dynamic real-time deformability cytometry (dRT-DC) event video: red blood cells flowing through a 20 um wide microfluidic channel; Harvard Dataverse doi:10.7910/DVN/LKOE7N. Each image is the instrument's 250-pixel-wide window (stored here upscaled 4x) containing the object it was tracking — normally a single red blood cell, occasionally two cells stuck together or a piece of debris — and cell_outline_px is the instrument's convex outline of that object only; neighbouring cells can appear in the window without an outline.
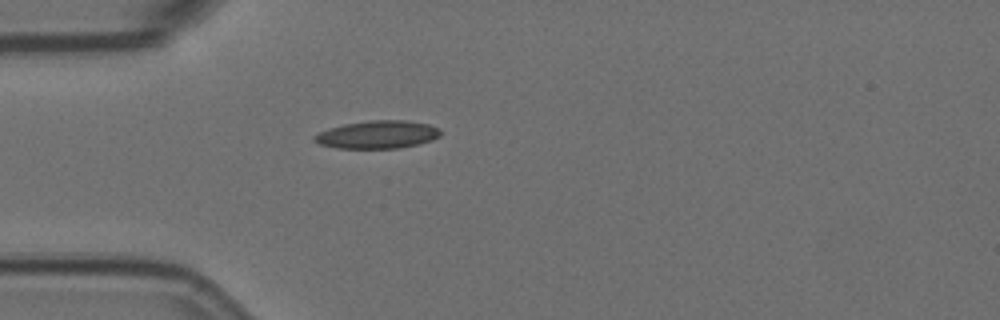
{"species": "Egyptian fruit bat (a non-hibernating species)", "species_latin": "Rousettus aegyptiacus", "temperature_condition": "room temperature", "stored_images_in_passage": 1, "camera_frame_rate_fps": 3000, "um_per_image_px": 0.085, "animal": {"sex": "female"}, "frame": {"image": 1, "passage_image": 1, "time_ms": 0.0, "image_size_px": [1000, 320], "cell_outline_px": [[440, 136], [432, 140], [420, 144], [400, 148], [336, 148], [320, 144], [312, 140], [312, 136], [328, 128], [344, 124], [372, 120], [404, 120], [428, 124], [440, 128]], "centroid_in_image_um": [32.09, 11.44], "position_along_channel_um": 52.9, "area_um2": 20.58}}